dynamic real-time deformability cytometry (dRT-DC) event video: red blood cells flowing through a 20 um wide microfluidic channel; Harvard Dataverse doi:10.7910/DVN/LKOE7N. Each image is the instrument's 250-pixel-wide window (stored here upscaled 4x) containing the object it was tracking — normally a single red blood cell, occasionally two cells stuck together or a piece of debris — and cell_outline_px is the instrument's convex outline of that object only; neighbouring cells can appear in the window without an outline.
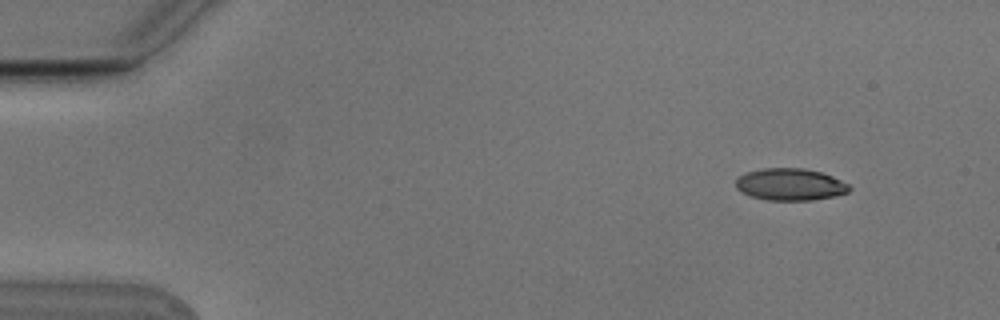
{"species": "Egyptian fruit bat (a non-hibernating species)", "species_latin": "Rousettus aegyptiacus", "temperature_condition": "cold", "stored_images_in_passage": 5, "camera_frame_rate_fps": 3000, "um_per_image_px": 0.085, "animal": {"sex": "male"}, "frame": {"image": 1, "passage_image": 2, "time_ms": 0.333, "image_size_px": [1000, 320], "cell_outline_px": [[852, 188], [848, 192], [832, 196], [812, 200], [764, 200], [740, 192], [736, 188], [736, 180], [740, 176], [748, 172], [764, 168], [804, 168], [820, 172], [832, 176], [848, 184]], "centroid_in_image_um": [67.16, 15.68], "position_along_channel_um": 17.8, "area_um2": 21.04}}
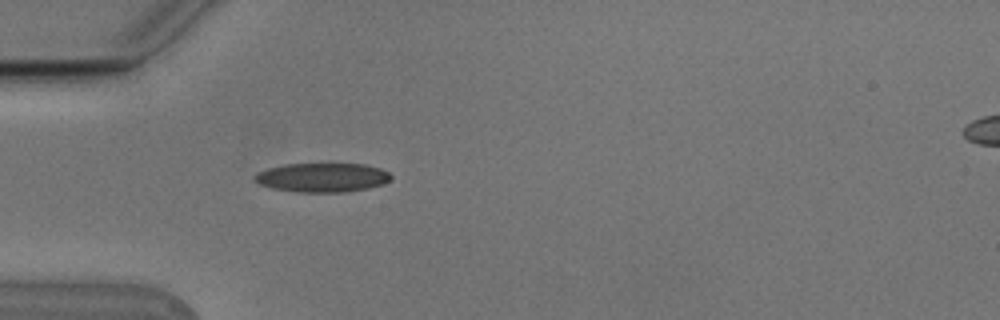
{"frame": {"image": 2, "passage_image": 5, "time_ms": 1.333, "image_size_px": [1000, 320], "cell_outline_px": [[392, 176], [384, 184], [368, 188], [344, 192], [296, 192], [272, 188], [260, 184], [252, 180], [252, 176], [268, 168], [284, 164], [364, 164], [380, 168], [388, 172]], "centroid_in_image_um": [27.37, 15.09], "position_along_channel_um": 57.6, "area_um2": 23.12}}